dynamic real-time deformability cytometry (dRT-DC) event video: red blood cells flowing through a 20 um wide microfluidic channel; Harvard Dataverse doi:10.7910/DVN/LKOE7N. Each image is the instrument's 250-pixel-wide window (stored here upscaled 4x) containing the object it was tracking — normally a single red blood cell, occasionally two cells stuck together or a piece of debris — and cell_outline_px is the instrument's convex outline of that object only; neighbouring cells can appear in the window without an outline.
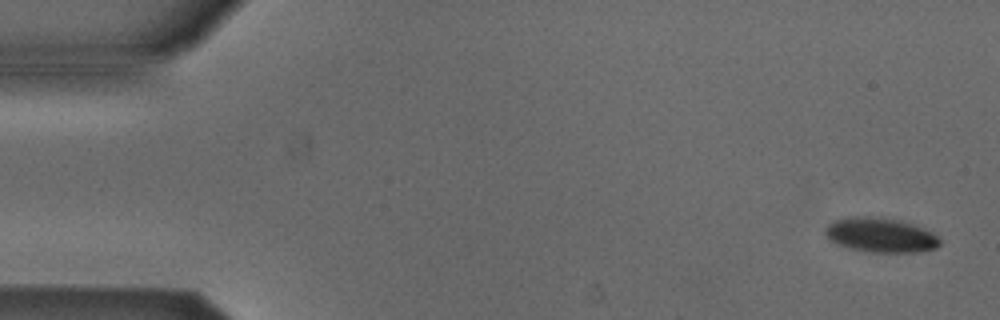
{"species": "Egyptian fruit bat (a non-hibernating species)", "species_latin": "Rousettus aegyptiacus", "temperature_condition": "cold", "stored_images_in_passage": 53, "camera_frame_rate_fps": 3000, "um_per_image_px": 0.085, "animal": {"sex": "male"}, "frame": {"image": 1, "passage_image": 2, "time_ms": 0.333, "image_size_px": [1000, 320], "cell_outline_px": [[940, 244], [936, 248], [916, 252], [868, 252], [848, 248], [832, 240], [824, 232], [828, 224], [836, 220], [856, 216], [868, 216], [900, 220], [912, 224], [936, 236], [940, 240]], "centroid_in_image_um": [74.84, 19.99], "position_along_channel_um": 10.2, "area_um2": 22.54}}
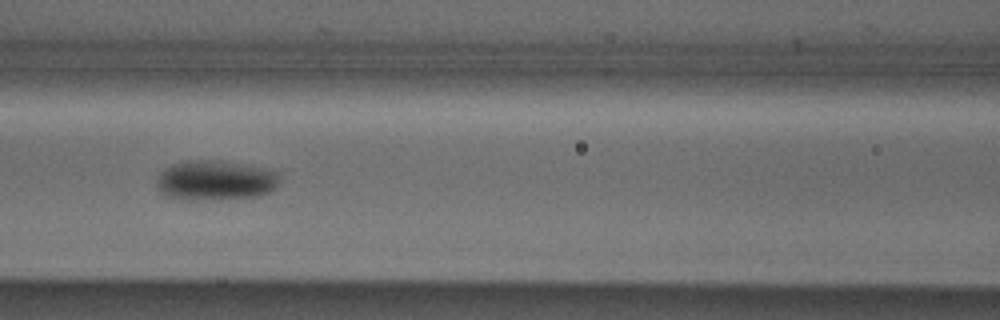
{"frame": {"image": 2, "passage_image": 23, "time_ms": 7.333, "image_size_px": [1000, 320], "cell_outline_px": [[280, 180], [276, 188], [260, 196], [220, 200], [184, 200], [164, 196], [156, 188], [156, 180], [160, 172], [164, 168], [172, 164], [184, 160], [216, 160], [240, 164], [260, 168], [276, 172], [280, 176]], "centroid_in_image_um": [18.24, 15.36], "position_along_channel_um": 148.4, "area_um2": 29.07}}
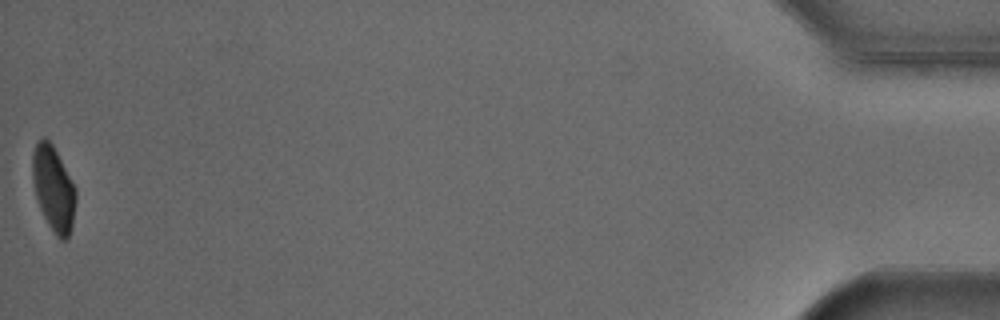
{"frame": {"image": 3, "passage_image": 53, "time_ms": 17.333, "image_size_px": [1000, 320], "cell_outline_px": [[76, 200], [72, 228], [68, 236], [64, 240], [60, 240], [56, 236], [48, 224], [36, 200], [32, 176], [32, 152], [36, 144], [44, 136], [52, 144], [76, 188]], "centroid_in_image_um": [4.54, 16.05], "position_along_channel_um": 430.7, "area_um2": 21.44}, "authors_computed_cell_mechanics": {"area_um2": 24.4494, "velocity_mm_per_s": 3.8502, "shape_relaxation_time_tau1_ms": 2.4659, "shape_relaxation_time_tau2_ms": null, "deformation_change_tau1": 0.1056, "deformation_change_tau2": null}}